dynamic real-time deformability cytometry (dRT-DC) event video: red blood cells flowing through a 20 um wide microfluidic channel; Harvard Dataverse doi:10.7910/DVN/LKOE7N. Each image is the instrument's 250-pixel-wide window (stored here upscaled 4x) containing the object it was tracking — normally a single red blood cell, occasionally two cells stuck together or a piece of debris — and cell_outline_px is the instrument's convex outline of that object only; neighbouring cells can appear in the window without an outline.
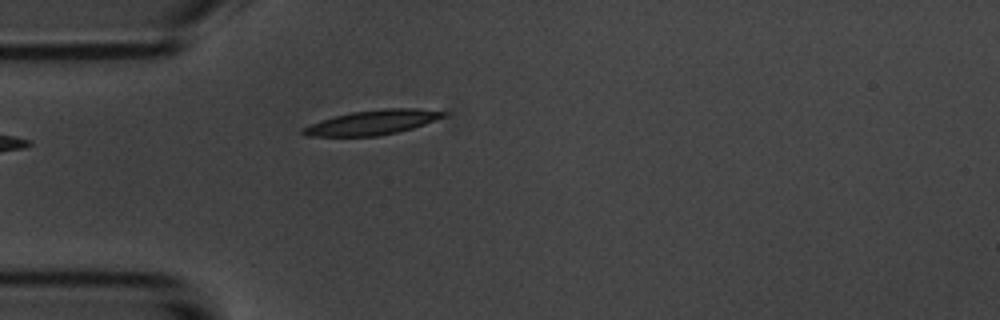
{"species": "common noctule bat (a hibernating species)", "species_latin": "Nyctalus noctula", "temperature_condition": "room temperature", "stored_images_in_passage": 5, "camera_frame_rate_fps": 3000, "um_per_image_px": 0.085, "animal": {"sex": "male", "body_mass_g": 20.1, "forearm_length_mm": 53.5}, "frame": {"image": 1, "passage_image": 5, "time_ms": 4.667, "image_size_px": [1000, 320], "cell_outline_px": [[448, 112], [444, 116], [424, 124], [412, 128], [396, 132], [376, 136], [304, 136], [300, 132], [300, 128], [320, 120], [332, 116], [352, 112], [384, 108], [416, 108]], "centroid_in_image_um": [31.58, 10.4], "position_along_channel_um": 53.4, "area_um2": 20.11}}